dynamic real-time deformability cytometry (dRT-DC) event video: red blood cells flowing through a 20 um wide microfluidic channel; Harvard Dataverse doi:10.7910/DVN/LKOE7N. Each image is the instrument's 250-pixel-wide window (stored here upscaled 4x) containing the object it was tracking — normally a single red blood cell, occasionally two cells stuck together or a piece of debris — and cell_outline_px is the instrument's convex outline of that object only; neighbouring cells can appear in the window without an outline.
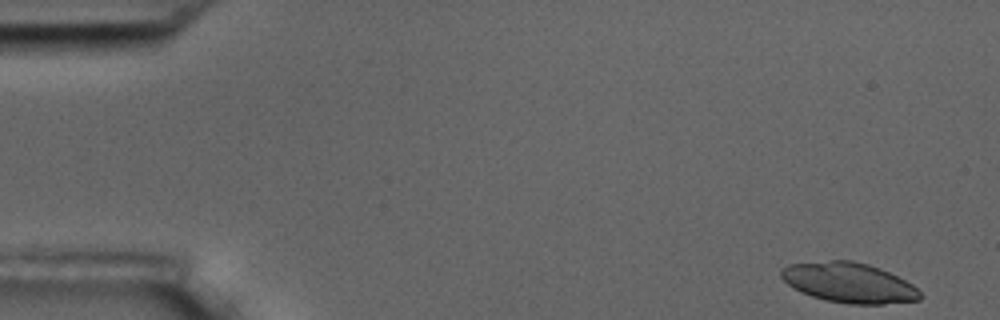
{"species": "common noctule bat (a hibernating species)", "species_latin": "Nyctalus noctula", "temperature_condition": "room temperature", "stored_images_in_passage": 4, "camera_frame_rate_fps": 3000, "um_per_image_px": 0.085, "animal": {"sex": "male", "body_mass_g": 17.5, "forearm_length_mm": 52.3}, "frame": {"image": 1, "passage_image": 1, "time_ms": 0.0, "image_size_px": [1000, 320], "cell_outline_px": [[924, 296], [920, 300], [884, 304], [848, 304], [824, 300], [800, 292], [788, 284], [780, 276], [780, 272], [788, 264], [832, 260], [852, 260], [868, 264], [880, 268], [912, 284]], "centroid_in_image_um": [72.17, 24.03], "position_along_channel_um": 12.8, "area_um2": 32.43}}